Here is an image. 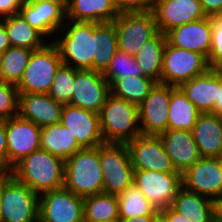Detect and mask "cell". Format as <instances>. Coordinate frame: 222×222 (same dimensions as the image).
Wrapping results in <instances>:
<instances>
[{"mask_svg": "<svg viewBox=\"0 0 222 222\" xmlns=\"http://www.w3.org/2000/svg\"><path fill=\"white\" fill-rule=\"evenodd\" d=\"M11 173L38 195L64 187V160L42 149L24 157Z\"/></svg>", "mask_w": 222, "mask_h": 222, "instance_id": "6da1fadb", "label": "cell"}, {"mask_svg": "<svg viewBox=\"0 0 222 222\" xmlns=\"http://www.w3.org/2000/svg\"><path fill=\"white\" fill-rule=\"evenodd\" d=\"M64 187L83 198L103 193L99 146L82 148L64 160Z\"/></svg>", "mask_w": 222, "mask_h": 222, "instance_id": "7a4b0ae2", "label": "cell"}, {"mask_svg": "<svg viewBox=\"0 0 222 222\" xmlns=\"http://www.w3.org/2000/svg\"><path fill=\"white\" fill-rule=\"evenodd\" d=\"M99 117L104 143H127L142 134L138 106L111 93Z\"/></svg>", "mask_w": 222, "mask_h": 222, "instance_id": "3957f363", "label": "cell"}, {"mask_svg": "<svg viewBox=\"0 0 222 222\" xmlns=\"http://www.w3.org/2000/svg\"><path fill=\"white\" fill-rule=\"evenodd\" d=\"M53 43L59 50L62 63L73 68L91 69L93 58V22L65 20Z\"/></svg>", "mask_w": 222, "mask_h": 222, "instance_id": "277c9868", "label": "cell"}, {"mask_svg": "<svg viewBox=\"0 0 222 222\" xmlns=\"http://www.w3.org/2000/svg\"><path fill=\"white\" fill-rule=\"evenodd\" d=\"M99 160L103 173V193L119 196L133 184L134 169L126 143L99 145Z\"/></svg>", "mask_w": 222, "mask_h": 222, "instance_id": "5b68a950", "label": "cell"}, {"mask_svg": "<svg viewBox=\"0 0 222 222\" xmlns=\"http://www.w3.org/2000/svg\"><path fill=\"white\" fill-rule=\"evenodd\" d=\"M61 63L59 50L53 42L33 50L23 77L16 86L19 93H48Z\"/></svg>", "mask_w": 222, "mask_h": 222, "instance_id": "8992f818", "label": "cell"}, {"mask_svg": "<svg viewBox=\"0 0 222 222\" xmlns=\"http://www.w3.org/2000/svg\"><path fill=\"white\" fill-rule=\"evenodd\" d=\"M1 222H39V195L13 175L3 184Z\"/></svg>", "mask_w": 222, "mask_h": 222, "instance_id": "52a82bcc", "label": "cell"}, {"mask_svg": "<svg viewBox=\"0 0 222 222\" xmlns=\"http://www.w3.org/2000/svg\"><path fill=\"white\" fill-rule=\"evenodd\" d=\"M113 22L118 49L130 56H135L140 48L159 32L152 11L122 12Z\"/></svg>", "mask_w": 222, "mask_h": 222, "instance_id": "ba28073f", "label": "cell"}, {"mask_svg": "<svg viewBox=\"0 0 222 222\" xmlns=\"http://www.w3.org/2000/svg\"><path fill=\"white\" fill-rule=\"evenodd\" d=\"M210 69L207 58L195 51L175 48L168 42L163 56L161 83L179 87Z\"/></svg>", "mask_w": 222, "mask_h": 222, "instance_id": "9c48e42d", "label": "cell"}, {"mask_svg": "<svg viewBox=\"0 0 222 222\" xmlns=\"http://www.w3.org/2000/svg\"><path fill=\"white\" fill-rule=\"evenodd\" d=\"M83 197L65 187L39 195V222H83Z\"/></svg>", "mask_w": 222, "mask_h": 222, "instance_id": "30bf717a", "label": "cell"}, {"mask_svg": "<svg viewBox=\"0 0 222 222\" xmlns=\"http://www.w3.org/2000/svg\"><path fill=\"white\" fill-rule=\"evenodd\" d=\"M133 184L158 210H161L171 205L182 188V174L134 170Z\"/></svg>", "mask_w": 222, "mask_h": 222, "instance_id": "8fae6325", "label": "cell"}, {"mask_svg": "<svg viewBox=\"0 0 222 222\" xmlns=\"http://www.w3.org/2000/svg\"><path fill=\"white\" fill-rule=\"evenodd\" d=\"M134 170L179 173L175 170L159 135H139L126 143Z\"/></svg>", "mask_w": 222, "mask_h": 222, "instance_id": "7c38bea8", "label": "cell"}, {"mask_svg": "<svg viewBox=\"0 0 222 222\" xmlns=\"http://www.w3.org/2000/svg\"><path fill=\"white\" fill-rule=\"evenodd\" d=\"M171 86L156 83L138 105L140 130L143 135H159L168 130Z\"/></svg>", "mask_w": 222, "mask_h": 222, "instance_id": "4fadbf2b", "label": "cell"}, {"mask_svg": "<svg viewBox=\"0 0 222 222\" xmlns=\"http://www.w3.org/2000/svg\"><path fill=\"white\" fill-rule=\"evenodd\" d=\"M182 187L212 200L222 195V159L201 157L182 174Z\"/></svg>", "mask_w": 222, "mask_h": 222, "instance_id": "5bb4252c", "label": "cell"}, {"mask_svg": "<svg viewBox=\"0 0 222 222\" xmlns=\"http://www.w3.org/2000/svg\"><path fill=\"white\" fill-rule=\"evenodd\" d=\"M41 129L19 115L5 120L8 145V172L24 157L40 149Z\"/></svg>", "mask_w": 222, "mask_h": 222, "instance_id": "9a60e30c", "label": "cell"}, {"mask_svg": "<svg viewBox=\"0 0 222 222\" xmlns=\"http://www.w3.org/2000/svg\"><path fill=\"white\" fill-rule=\"evenodd\" d=\"M110 94L103 73L91 69H75V85L68 105L100 113Z\"/></svg>", "mask_w": 222, "mask_h": 222, "instance_id": "2e32d148", "label": "cell"}, {"mask_svg": "<svg viewBox=\"0 0 222 222\" xmlns=\"http://www.w3.org/2000/svg\"><path fill=\"white\" fill-rule=\"evenodd\" d=\"M19 14L47 41L53 42L56 33L65 23L66 7L53 0H24Z\"/></svg>", "mask_w": 222, "mask_h": 222, "instance_id": "e0dca14e", "label": "cell"}, {"mask_svg": "<svg viewBox=\"0 0 222 222\" xmlns=\"http://www.w3.org/2000/svg\"><path fill=\"white\" fill-rule=\"evenodd\" d=\"M61 125L66 127L82 148H93L104 143L99 114L91 110L64 105Z\"/></svg>", "mask_w": 222, "mask_h": 222, "instance_id": "ac0fdd59", "label": "cell"}, {"mask_svg": "<svg viewBox=\"0 0 222 222\" xmlns=\"http://www.w3.org/2000/svg\"><path fill=\"white\" fill-rule=\"evenodd\" d=\"M152 12L162 34L206 17L199 0H155Z\"/></svg>", "mask_w": 222, "mask_h": 222, "instance_id": "d6986e66", "label": "cell"}, {"mask_svg": "<svg viewBox=\"0 0 222 222\" xmlns=\"http://www.w3.org/2000/svg\"><path fill=\"white\" fill-rule=\"evenodd\" d=\"M165 35L171 46L198 52L208 59L211 49L212 18L205 17L177 26Z\"/></svg>", "mask_w": 222, "mask_h": 222, "instance_id": "ffe728a7", "label": "cell"}, {"mask_svg": "<svg viewBox=\"0 0 222 222\" xmlns=\"http://www.w3.org/2000/svg\"><path fill=\"white\" fill-rule=\"evenodd\" d=\"M63 107L47 93H19L18 115L40 128L60 123Z\"/></svg>", "mask_w": 222, "mask_h": 222, "instance_id": "44dd1931", "label": "cell"}, {"mask_svg": "<svg viewBox=\"0 0 222 222\" xmlns=\"http://www.w3.org/2000/svg\"><path fill=\"white\" fill-rule=\"evenodd\" d=\"M159 137L177 172L183 174L201 158L192 132L167 130Z\"/></svg>", "mask_w": 222, "mask_h": 222, "instance_id": "7402d4cb", "label": "cell"}, {"mask_svg": "<svg viewBox=\"0 0 222 222\" xmlns=\"http://www.w3.org/2000/svg\"><path fill=\"white\" fill-rule=\"evenodd\" d=\"M179 88L200 113H214L218 99L219 74L213 68L182 83Z\"/></svg>", "mask_w": 222, "mask_h": 222, "instance_id": "603a6c76", "label": "cell"}, {"mask_svg": "<svg viewBox=\"0 0 222 222\" xmlns=\"http://www.w3.org/2000/svg\"><path fill=\"white\" fill-rule=\"evenodd\" d=\"M201 157L221 158L222 118L215 113H200L192 130Z\"/></svg>", "mask_w": 222, "mask_h": 222, "instance_id": "cb8c5ba5", "label": "cell"}, {"mask_svg": "<svg viewBox=\"0 0 222 222\" xmlns=\"http://www.w3.org/2000/svg\"><path fill=\"white\" fill-rule=\"evenodd\" d=\"M114 0H68L66 19L76 22H113L119 15Z\"/></svg>", "mask_w": 222, "mask_h": 222, "instance_id": "d4e9b609", "label": "cell"}, {"mask_svg": "<svg viewBox=\"0 0 222 222\" xmlns=\"http://www.w3.org/2000/svg\"><path fill=\"white\" fill-rule=\"evenodd\" d=\"M118 50L114 22H93L92 70L104 72Z\"/></svg>", "mask_w": 222, "mask_h": 222, "instance_id": "484cf974", "label": "cell"}, {"mask_svg": "<svg viewBox=\"0 0 222 222\" xmlns=\"http://www.w3.org/2000/svg\"><path fill=\"white\" fill-rule=\"evenodd\" d=\"M170 206L190 222H211L214 219V200L190 192L183 187Z\"/></svg>", "mask_w": 222, "mask_h": 222, "instance_id": "4316f807", "label": "cell"}, {"mask_svg": "<svg viewBox=\"0 0 222 222\" xmlns=\"http://www.w3.org/2000/svg\"><path fill=\"white\" fill-rule=\"evenodd\" d=\"M40 149L66 160L82 147L66 127L57 123L41 129Z\"/></svg>", "mask_w": 222, "mask_h": 222, "instance_id": "83f0119b", "label": "cell"}, {"mask_svg": "<svg viewBox=\"0 0 222 222\" xmlns=\"http://www.w3.org/2000/svg\"><path fill=\"white\" fill-rule=\"evenodd\" d=\"M5 25L11 46L38 50L49 41L19 13L0 19ZM44 40V41H43Z\"/></svg>", "mask_w": 222, "mask_h": 222, "instance_id": "f1b7e54d", "label": "cell"}, {"mask_svg": "<svg viewBox=\"0 0 222 222\" xmlns=\"http://www.w3.org/2000/svg\"><path fill=\"white\" fill-rule=\"evenodd\" d=\"M167 44L165 34L160 31L149 39L135 55L143 75L161 83L163 56Z\"/></svg>", "mask_w": 222, "mask_h": 222, "instance_id": "f546056e", "label": "cell"}, {"mask_svg": "<svg viewBox=\"0 0 222 222\" xmlns=\"http://www.w3.org/2000/svg\"><path fill=\"white\" fill-rule=\"evenodd\" d=\"M200 112L179 87L171 86L168 130L192 132Z\"/></svg>", "mask_w": 222, "mask_h": 222, "instance_id": "4dcf8cb0", "label": "cell"}, {"mask_svg": "<svg viewBox=\"0 0 222 222\" xmlns=\"http://www.w3.org/2000/svg\"><path fill=\"white\" fill-rule=\"evenodd\" d=\"M84 201V221L117 222L119 218L118 197L100 193L86 196Z\"/></svg>", "mask_w": 222, "mask_h": 222, "instance_id": "1f68e13d", "label": "cell"}, {"mask_svg": "<svg viewBox=\"0 0 222 222\" xmlns=\"http://www.w3.org/2000/svg\"><path fill=\"white\" fill-rule=\"evenodd\" d=\"M157 82L146 76H125L110 86V93L135 105H139Z\"/></svg>", "mask_w": 222, "mask_h": 222, "instance_id": "d6a6232c", "label": "cell"}, {"mask_svg": "<svg viewBox=\"0 0 222 222\" xmlns=\"http://www.w3.org/2000/svg\"><path fill=\"white\" fill-rule=\"evenodd\" d=\"M32 51L27 48L9 47L0 56L1 80L17 86L23 77Z\"/></svg>", "mask_w": 222, "mask_h": 222, "instance_id": "836d02e7", "label": "cell"}, {"mask_svg": "<svg viewBox=\"0 0 222 222\" xmlns=\"http://www.w3.org/2000/svg\"><path fill=\"white\" fill-rule=\"evenodd\" d=\"M118 197L119 218L153 215L158 209L132 184Z\"/></svg>", "mask_w": 222, "mask_h": 222, "instance_id": "e575fe53", "label": "cell"}, {"mask_svg": "<svg viewBox=\"0 0 222 222\" xmlns=\"http://www.w3.org/2000/svg\"><path fill=\"white\" fill-rule=\"evenodd\" d=\"M104 78L111 86L117 79L125 76H144L141 67L136 62L135 56L117 50L109 66L103 72Z\"/></svg>", "mask_w": 222, "mask_h": 222, "instance_id": "d590c367", "label": "cell"}, {"mask_svg": "<svg viewBox=\"0 0 222 222\" xmlns=\"http://www.w3.org/2000/svg\"><path fill=\"white\" fill-rule=\"evenodd\" d=\"M74 85L75 68L71 65L61 63L47 94L56 102L67 105L71 101Z\"/></svg>", "mask_w": 222, "mask_h": 222, "instance_id": "8d00e7d4", "label": "cell"}, {"mask_svg": "<svg viewBox=\"0 0 222 222\" xmlns=\"http://www.w3.org/2000/svg\"><path fill=\"white\" fill-rule=\"evenodd\" d=\"M19 91L16 85L0 80V120L18 115Z\"/></svg>", "mask_w": 222, "mask_h": 222, "instance_id": "74e56055", "label": "cell"}, {"mask_svg": "<svg viewBox=\"0 0 222 222\" xmlns=\"http://www.w3.org/2000/svg\"><path fill=\"white\" fill-rule=\"evenodd\" d=\"M207 60L210 68L222 60V17L212 18L211 49Z\"/></svg>", "mask_w": 222, "mask_h": 222, "instance_id": "f35d334b", "label": "cell"}, {"mask_svg": "<svg viewBox=\"0 0 222 222\" xmlns=\"http://www.w3.org/2000/svg\"><path fill=\"white\" fill-rule=\"evenodd\" d=\"M119 13L152 11L155 0H114Z\"/></svg>", "mask_w": 222, "mask_h": 222, "instance_id": "ab89813d", "label": "cell"}, {"mask_svg": "<svg viewBox=\"0 0 222 222\" xmlns=\"http://www.w3.org/2000/svg\"><path fill=\"white\" fill-rule=\"evenodd\" d=\"M0 172H8V145L5 120H0Z\"/></svg>", "mask_w": 222, "mask_h": 222, "instance_id": "60d3db41", "label": "cell"}, {"mask_svg": "<svg viewBox=\"0 0 222 222\" xmlns=\"http://www.w3.org/2000/svg\"><path fill=\"white\" fill-rule=\"evenodd\" d=\"M24 0H0V19L18 14Z\"/></svg>", "mask_w": 222, "mask_h": 222, "instance_id": "b9f144b4", "label": "cell"}, {"mask_svg": "<svg viewBox=\"0 0 222 222\" xmlns=\"http://www.w3.org/2000/svg\"><path fill=\"white\" fill-rule=\"evenodd\" d=\"M206 17L222 16V0H199Z\"/></svg>", "mask_w": 222, "mask_h": 222, "instance_id": "7bdbcfd3", "label": "cell"}, {"mask_svg": "<svg viewBox=\"0 0 222 222\" xmlns=\"http://www.w3.org/2000/svg\"><path fill=\"white\" fill-rule=\"evenodd\" d=\"M169 222H190L184 215L175 211L171 206L161 209Z\"/></svg>", "mask_w": 222, "mask_h": 222, "instance_id": "ee69618b", "label": "cell"}, {"mask_svg": "<svg viewBox=\"0 0 222 222\" xmlns=\"http://www.w3.org/2000/svg\"><path fill=\"white\" fill-rule=\"evenodd\" d=\"M11 47L5 25L0 21V56Z\"/></svg>", "mask_w": 222, "mask_h": 222, "instance_id": "f6af8a7d", "label": "cell"}, {"mask_svg": "<svg viewBox=\"0 0 222 222\" xmlns=\"http://www.w3.org/2000/svg\"><path fill=\"white\" fill-rule=\"evenodd\" d=\"M214 113L222 118V77L219 75L218 99L215 103Z\"/></svg>", "mask_w": 222, "mask_h": 222, "instance_id": "bcb514c9", "label": "cell"}, {"mask_svg": "<svg viewBox=\"0 0 222 222\" xmlns=\"http://www.w3.org/2000/svg\"><path fill=\"white\" fill-rule=\"evenodd\" d=\"M214 219L222 222V195L214 200Z\"/></svg>", "mask_w": 222, "mask_h": 222, "instance_id": "7dc6e473", "label": "cell"}, {"mask_svg": "<svg viewBox=\"0 0 222 222\" xmlns=\"http://www.w3.org/2000/svg\"><path fill=\"white\" fill-rule=\"evenodd\" d=\"M153 215L138 216L136 218H120L117 222H151Z\"/></svg>", "mask_w": 222, "mask_h": 222, "instance_id": "c3c4849f", "label": "cell"}, {"mask_svg": "<svg viewBox=\"0 0 222 222\" xmlns=\"http://www.w3.org/2000/svg\"><path fill=\"white\" fill-rule=\"evenodd\" d=\"M12 175L11 172H0V222H1V193L4 182Z\"/></svg>", "mask_w": 222, "mask_h": 222, "instance_id": "681fc988", "label": "cell"}, {"mask_svg": "<svg viewBox=\"0 0 222 222\" xmlns=\"http://www.w3.org/2000/svg\"><path fill=\"white\" fill-rule=\"evenodd\" d=\"M151 222H169L166 215L161 211L157 210L153 216Z\"/></svg>", "mask_w": 222, "mask_h": 222, "instance_id": "f907efd6", "label": "cell"}, {"mask_svg": "<svg viewBox=\"0 0 222 222\" xmlns=\"http://www.w3.org/2000/svg\"><path fill=\"white\" fill-rule=\"evenodd\" d=\"M213 69L222 77V60Z\"/></svg>", "mask_w": 222, "mask_h": 222, "instance_id": "816d5d0a", "label": "cell"}, {"mask_svg": "<svg viewBox=\"0 0 222 222\" xmlns=\"http://www.w3.org/2000/svg\"><path fill=\"white\" fill-rule=\"evenodd\" d=\"M53 1L61 2L65 7H67L68 4V0H53Z\"/></svg>", "mask_w": 222, "mask_h": 222, "instance_id": "f5cc1de1", "label": "cell"}]
</instances>
